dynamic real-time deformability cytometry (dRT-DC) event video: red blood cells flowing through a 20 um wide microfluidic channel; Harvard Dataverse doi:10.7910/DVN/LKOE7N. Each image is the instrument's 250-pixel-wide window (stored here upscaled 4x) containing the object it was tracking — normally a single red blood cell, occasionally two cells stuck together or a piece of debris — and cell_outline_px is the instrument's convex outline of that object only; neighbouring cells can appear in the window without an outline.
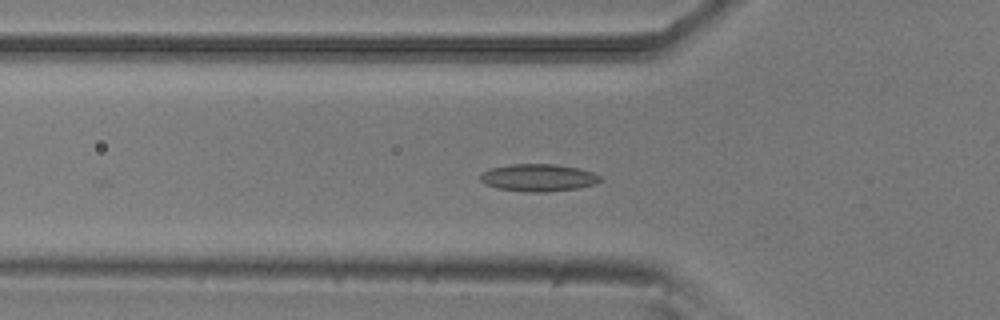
{"species": "common noctule bat (a hibernating species)", "species_latin": "Nyctalus noctula", "temperature_condition": "room temperature", "stored_images_in_passage": 32, "camera_frame_rate_fps": 3000, "um_per_image_px": 0.085, "animal": {"sex": "male", "body_mass_g": 20.5, "forearm_length_mm": 52.5}, "frame": {"image": 1, "passage_image": 5, "time_ms": 1.333, "image_size_px": [1000, 320], "cell_outline_px": [[600, 180], [596, 184], [576, 188], [544, 192], [528, 192], [496, 188], [484, 184], [480, 180], [480, 176], [484, 172], [492, 168], [512, 164], [556, 164], [580, 168], [592, 172], [600, 176]], "centroid_in_image_um": [45.76, 15.1], "position_along_channel_um": 80.0, "area_um2": 19.02}}
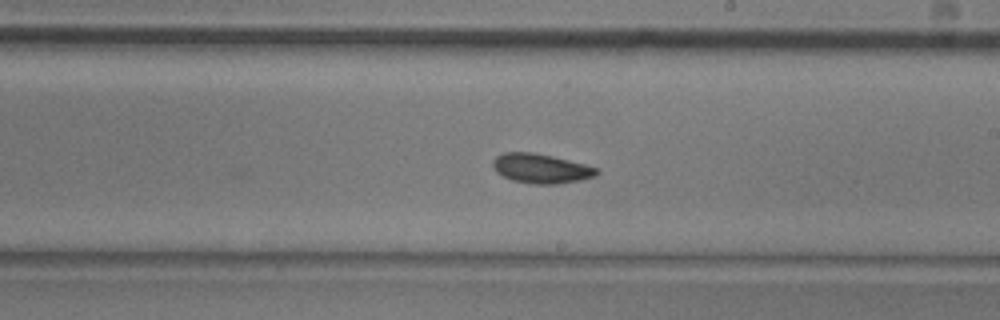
{"frame": {"image": 2, "passage_image": 18, "time_ms": 5.667, "image_size_px": [1000, 320], "cell_outline_px": [[600, 172], [596, 176], [580, 180], [560, 184], [532, 184], [512, 180], [496, 172], [492, 168], [492, 160], [496, 156], [504, 152], [532, 152], [552, 156], [584, 164], [596, 168]], "centroid_in_image_um": [45.96, 14.32], "position_along_channel_um": 243.0, "area_um2": 17.92}}
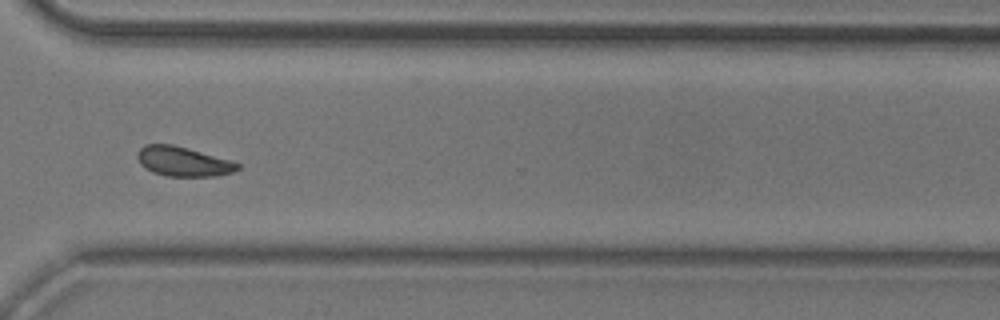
{"frame": {"image": 3, "passage_image": 27, "time_ms": 8.667, "image_size_px": [1000, 320], "cell_outline_px": [[240, 168], [232, 172], [216, 176], [168, 176], [152, 172], [144, 168], [140, 164], [136, 156], [136, 152], [144, 144], [172, 144], [188, 148], [228, 160], [240, 164]], "centroid_in_image_um": [15.5, 13.72], "position_along_channel_um": 355.1, "area_um2": 17.22}, "authors_computed_cell_mechanics": {"area_um2": 17.2822, "velocity_mm_per_s": 3.7459, "shape_relaxation_time_tau1_ms": 3.8203, "shape_relaxation_time_tau2_ms": 6.6921, "deformation_change_tau1": 0.0884, "deformation_change_tau2": 0.1188}}